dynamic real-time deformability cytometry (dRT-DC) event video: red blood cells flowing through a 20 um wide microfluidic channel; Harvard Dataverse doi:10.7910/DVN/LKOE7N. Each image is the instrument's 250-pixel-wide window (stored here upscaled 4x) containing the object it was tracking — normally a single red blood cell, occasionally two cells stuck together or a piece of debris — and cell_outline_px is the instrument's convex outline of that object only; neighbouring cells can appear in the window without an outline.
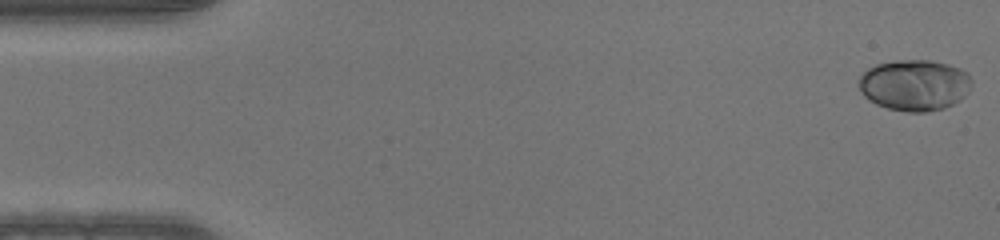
{"species": "human", "species_latin": "Homo sapiens", "temperature_condition": "warm", "stored_images_in_passage": 50, "camera_frame_rate_fps": 3000, "um_per_image_px": 0.085, "donor": {"sex": "male"}, "frame": {"image": 1, "passage_image": 1, "time_ms": 0.0, "image_size_px": [1000, 240], "cell_outline_px": [[972, 84], [968, 92], [960, 100], [944, 108], [928, 112], [908, 112], [888, 108], [876, 104], [868, 100], [864, 96], [856, 84], [860, 76], [868, 68], [876, 64], [896, 60], [928, 60], [948, 64], [960, 68], [968, 72], [972, 80]], "centroid_in_image_um": [77.73, 7.23], "position_along_channel_um": 7.3, "area_um2": 33.99}}
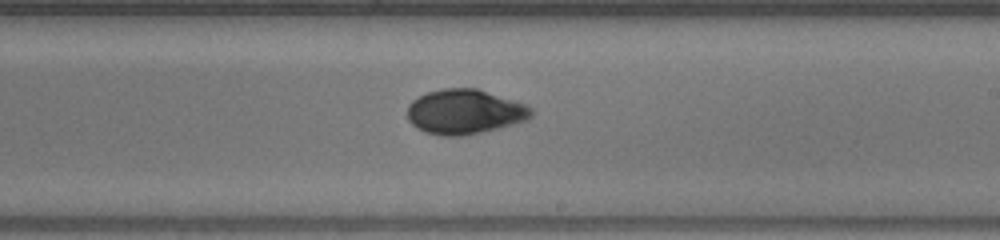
{"frame": {"image": 2, "passage_image": 29, "time_ms": 9.333, "image_size_px": [1000, 240], "cell_outline_px": [[532, 116], [528, 120], [480, 132], [460, 136], [440, 136], [424, 132], [416, 128], [408, 120], [408, 104], [412, 100], [428, 92], [440, 88], [476, 88], [528, 104], [532, 108]], "centroid_in_image_um": [39.49, 9.49], "position_along_channel_um": 249.5, "area_um2": 32.43}}
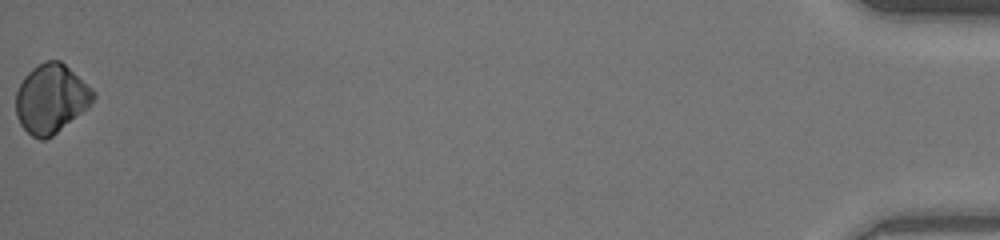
{"frame": {"image": 3, "passage_image": 50, "time_ms": 16.333, "image_size_px": [1000, 240], "cell_outline_px": [[96, 96], [88, 108], [52, 136], [44, 140], [40, 140], [32, 136], [20, 124], [16, 116], [16, 92], [24, 76], [32, 68], [48, 60], [60, 60], [92, 88], [96, 92]], "centroid_in_image_um": [4.35, 8.39], "position_along_channel_um": 430.9, "area_um2": 31.04}}